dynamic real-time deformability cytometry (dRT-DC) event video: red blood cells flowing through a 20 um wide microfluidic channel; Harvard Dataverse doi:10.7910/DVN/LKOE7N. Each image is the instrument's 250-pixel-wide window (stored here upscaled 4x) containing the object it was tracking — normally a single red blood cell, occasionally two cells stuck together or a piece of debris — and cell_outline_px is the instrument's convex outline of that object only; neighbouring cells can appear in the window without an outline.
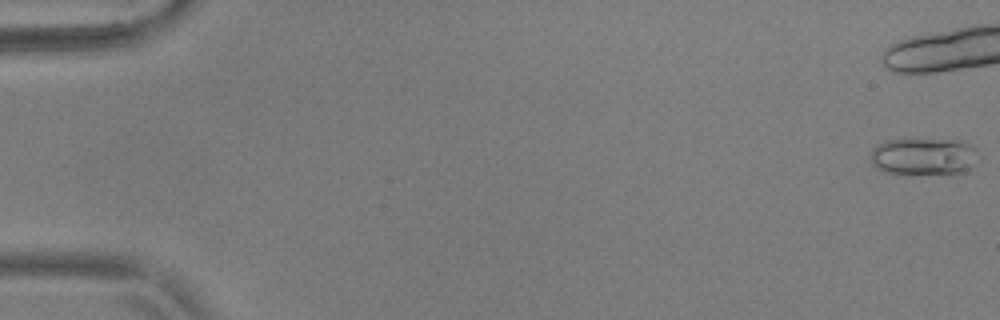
{"species": "common noctule bat (a hibernating species)", "species_latin": "Nyctalus noctula", "temperature_condition": "warm", "stored_images_in_passage": 17, "camera_frame_rate_fps": 3000, "um_per_image_px": 0.085, "animal": {"sex": "male", "body_mass_g": 17.9, "forearm_length_mm": 54.2}, "frame": {"image": 1, "passage_image": 1, "time_ms": 0.0, "image_size_px": [1000, 320], "cell_outline_px": [[972, 168], [964, 172], [884, 172], [876, 168], [872, 164], [872, 148], [888, 140], [960, 140], [968, 144], [972, 148]], "centroid_in_image_um": [78.43, 13.28], "position_along_channel_um": 6.6, "area_um2": 21.96}}